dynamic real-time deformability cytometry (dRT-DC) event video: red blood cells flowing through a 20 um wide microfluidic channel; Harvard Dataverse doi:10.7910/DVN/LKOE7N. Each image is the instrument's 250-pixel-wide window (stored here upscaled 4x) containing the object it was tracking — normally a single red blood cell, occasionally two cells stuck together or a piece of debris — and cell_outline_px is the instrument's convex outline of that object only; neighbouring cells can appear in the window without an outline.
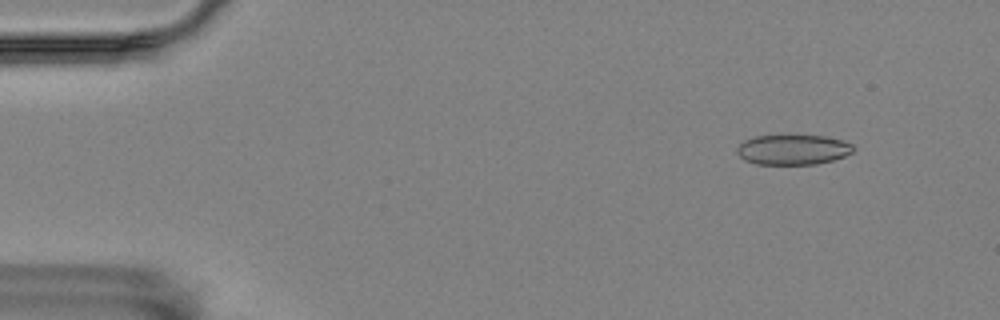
{"species": "Egyptian fruit bat (a non-hibernating species)", "species_latin": "Rousettus aegyptiacus", "temperature_condition": "room temperature", "stored_images_in_passage": 57, "camera_frame_rate_fps": 3000, "um_per_image_px": 0.085, "animal": {"sex": "female"}, "frame": {"image": 1, "passage_image": 6, "time_ms": 1.667, "image_size_px": [1000, 320], "cell_outline_px": [[856, 148], [852, 152], [844, 156], [832, 160], [816, 164], [756, 164], [744, 160], [736, 152], [736, 148], [744, 140], [756, 136], [824, 136], [844, 140], [852, 144]], "centroid_in_image_um": [67.41, 12.72], "position_along_channel_um": 17.6, "area_um2": 20.35}}
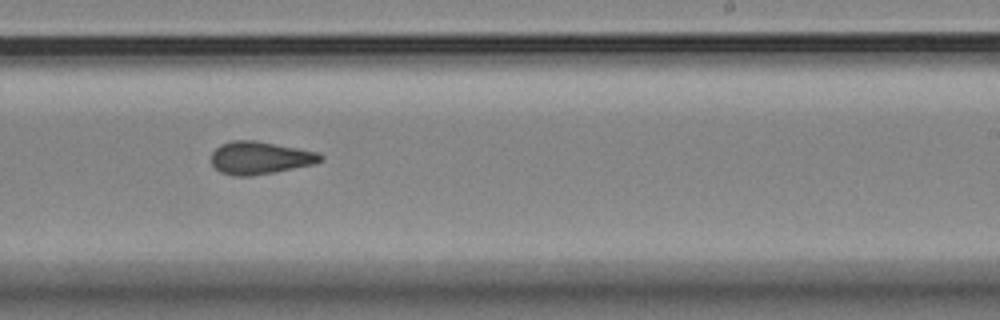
{"frame": {"image": 2, "passage_image": 35, "time_ms": 11.333, "image_size_px": [1000, 320], "cell_outline_px": [[324, 160], [312, 164], [252, 176], [232, 176], [220, 172], [212, 164], [212, 152], [220, 144], [232, 140], [256, 140], [316, 152], [324, 156]], "centroid_in_image_um": [22.06, 13.41], "position_along_channel_um": 266.9, "area_um2": 20.63}}
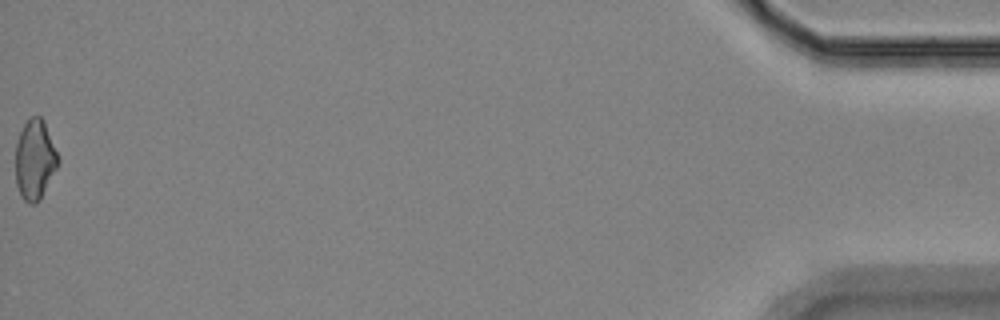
{"frame": {"image": 3, "passage_image": 57, "time_ms": 18.667, "image_size_px": [1000, 320], "cell_outline_px": [[60, 160], [40, 200], [36, 204], [28, 204], [20, 196], [16, 184], [16, 144], [20, 132], [24, 124], [32, 116], [40, 116], [44, 120]], "centroid_in_image_um": [2.96, 13.6], "position_along_channel_um": 432.2, "area_um2": 19.77}, "authors_computed_cell_mechanics": {"area_um2": 20.6346, "velocity_mm_per_s": 3.5445, "shape_relaxation_time_tau1_ms": 6.7939, "shape_relaxation_time_tau2_ms": 3.085, "deformation_change_tau1": 0.1068, "deformation_change_tau2": 0.0954}}